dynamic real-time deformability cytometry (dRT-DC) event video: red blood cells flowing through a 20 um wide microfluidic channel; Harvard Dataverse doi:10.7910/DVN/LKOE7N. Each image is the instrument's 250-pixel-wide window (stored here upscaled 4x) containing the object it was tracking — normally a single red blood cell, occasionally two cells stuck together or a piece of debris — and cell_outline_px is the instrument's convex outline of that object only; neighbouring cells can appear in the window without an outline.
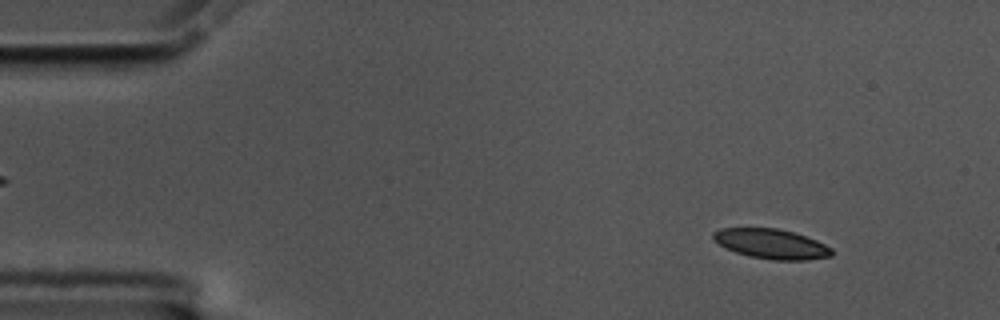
{"species": "common noctule bat (a hibernating species)", "species_latin": "Nyctalus noctula", "temperature_condition": "cold", "stored_images_in_passage": 34, "camera_frame_rate_fps": 3000, "um_per_image_px": 0.085, "animal": {"sex": "male", "body_mass_g": 17.5, "forearm_length_mm": 52.3}, "frame": {"image": 1, "passage_image": 6, "time_ms": 1.667, "image_size_px": [1000, 320], "cell_outline_px": [[832, 256], [804, 260], [772, 260], [748, 256], [724, 248], [712, 236], [712, 232], [720, 228], [776, 228], [792, 232], [816, 240], [832, 248]], "centroid_in_image_um": [65.54, 20.73], "position_along_channel_um": 19.5, "area_um2": 20.46}}
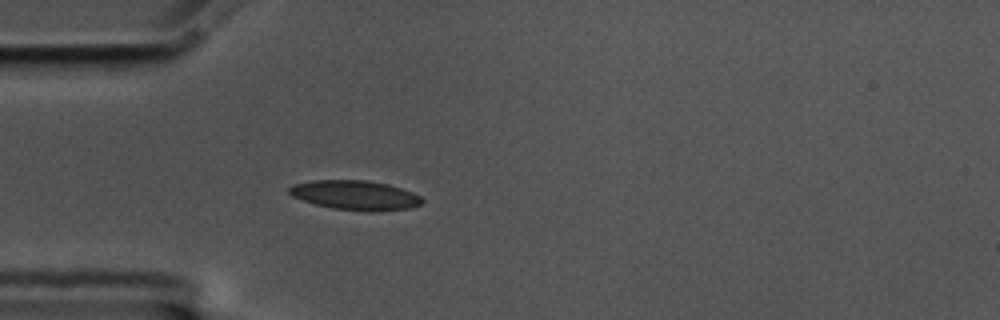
{"frame": {"image": 2, "passage_image": 16, "time_ms": 5.0, "image_size_px": [1000, 320], "cell_outline_px": [[424, 200], [420, 204], [412, 208], [372, 212], [368, 212], [332, 208], [316, 204], [292, 196], [288, 192], [288, 188], [292, 184], [312, 180], [364, 180], [388, 184], [412, 192], [420, 196]], "centroid_in_image_um": [30.2, 16.59], "position_along_channel_um": 54.8, "area_um2": 22.89}}
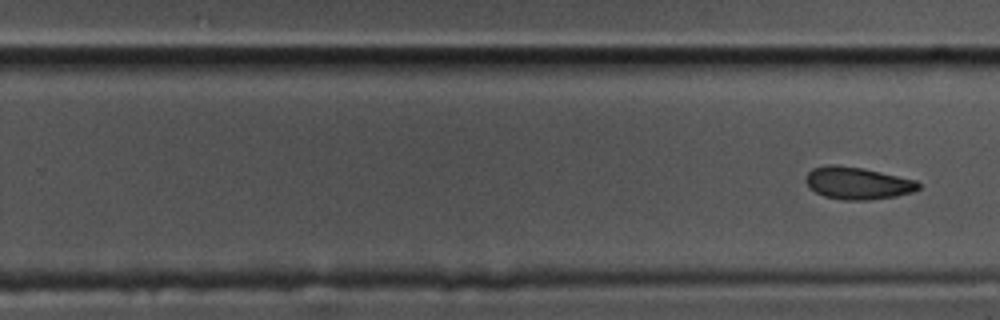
{"frame": {"image": 3, "passage_image": 34, "time_ms": 11.0, "image_size_px": [1000, 320], "cell_outline_px": [[920, 188], [912, 192], [896, 196], [868, 200], [844, 200], [824, 196], [808, 188], [804, 180], [808, 172], [812, 168], [828, 164], [836, 164], [864, 168], [916, 180], [920, 184]], "centroid_in_image_um": [72.86, 15.56], "position_along_channel_um": 256.9, "area_um2": 21.39}}